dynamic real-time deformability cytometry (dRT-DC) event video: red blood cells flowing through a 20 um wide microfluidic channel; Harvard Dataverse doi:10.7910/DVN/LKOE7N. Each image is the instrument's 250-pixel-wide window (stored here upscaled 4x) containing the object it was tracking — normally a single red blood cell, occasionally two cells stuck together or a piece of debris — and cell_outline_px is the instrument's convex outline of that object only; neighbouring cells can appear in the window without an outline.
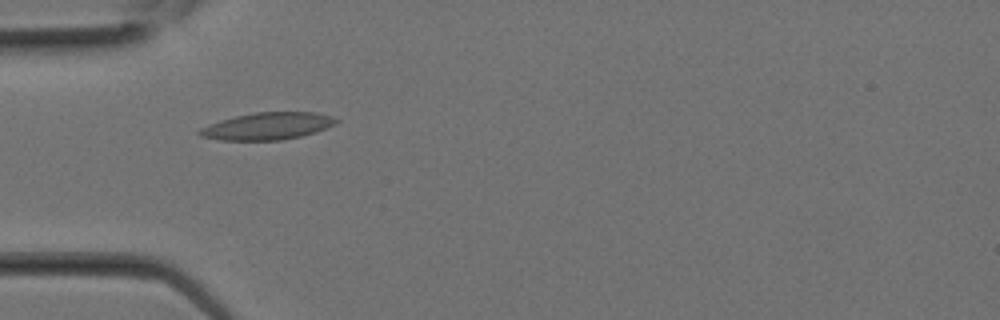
{"species": "Egyptian fruit bat (a non-hibernating species)", "species_latin": "Rousettus aegyptiacus", "temperature_condition": "room temperature", "stored_images_in_passage": 4, "camera_frame_rate_fps": 3000, "um_per_image_px": 0.085, "animal": {"sex": "female"}, "frame": {"image": 1, "passage_image": 1, "time_ms": 0.0, "image_size_px": [1000, 320], "cell_outline_px": [[340, 120], [336, 124], [316, 132], [300, 136], [280, 140], [220, 140], [200, 136], [196, 132], [200, 128], [208, 124], [220, 120], [236, 116], [256, 112], [316, 112], [332, 116]], "centroid_in_image_um": [22.74, 10.71], "position_along_channel_um": 62.3, "area_um2": 21.68}}
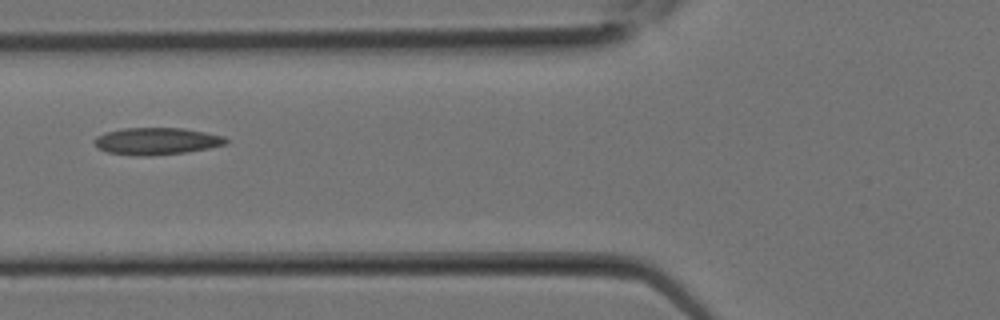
{"frame": {"image": 2, "passage_image": 3, "time_ms": 0.667, "image_size_px": [1000, 320], "cell_outline_px": [[228, 144], [208, 148], [184, 152], [148, 156], [136, 156], [108, 152], [100, 148], [92, 140], [96, 136], [104, 132], [124, 128], [184, 128], [224, 136], [228, 140]], "centroid_in_image_um": [13.31, 11.99], "position_along_channel_um": 112.5, "area_um2": 20.69}}